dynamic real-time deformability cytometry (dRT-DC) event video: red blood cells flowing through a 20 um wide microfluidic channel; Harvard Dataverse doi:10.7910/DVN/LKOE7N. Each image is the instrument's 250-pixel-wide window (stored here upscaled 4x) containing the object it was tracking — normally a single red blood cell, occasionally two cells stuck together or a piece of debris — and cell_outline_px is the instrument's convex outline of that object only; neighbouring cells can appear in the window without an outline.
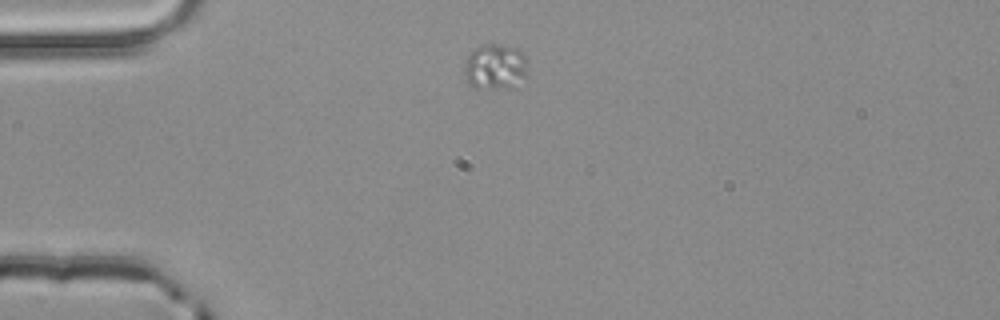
{"species": "common noctule bat (a hibernating species)", "species_latin": "Nyctalus noctula", "temperature_condition": "room temperature", "stored_images_in_passage": 2, "camera_frame_rate_fps": 3000, "um_per_image_px": 0.085, "animal": {"sex": "male", "body_mass_g": 20.4}, "frame": {"image": 1, "passage_image": 1, "time_ms": 0.0, "image_size_px": [1000, 320], "cell_outline_px": [[528, 76], [512, 88], [476, 88], [468, 84], [464, 72], [464, 68], [468, 56], [480, 44], [492, 44], [516, 48], [524, 52]], "centroid_in_image_um": [42.12, 5.69], "position_along_channel_um": 42.9, "area_um2": 16.94}}